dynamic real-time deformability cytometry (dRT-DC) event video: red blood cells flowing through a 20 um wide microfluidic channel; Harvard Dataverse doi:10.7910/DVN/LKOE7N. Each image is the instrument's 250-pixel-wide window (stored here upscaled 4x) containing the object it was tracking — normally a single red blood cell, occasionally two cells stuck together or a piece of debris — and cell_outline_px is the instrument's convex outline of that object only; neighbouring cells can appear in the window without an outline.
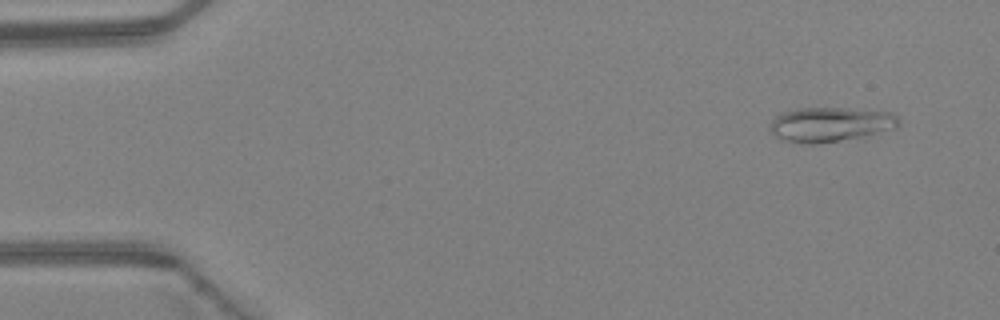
{"species": "Egyptian fruit bat (a non-hibernating species)", "species_latin": "Rousettus aegyptiacus", "temperature_condition": "warm", "stored_images_in_passage": 3, "camera_frame_rate_fps": 3000, "um_per_image_px": 0.085, "animal": {"sex": "female"}, "frame": {"image": 1, "passage_image": 1, "time_ms": 0.0, "image_size_px": [1000, 320], "cell_outline_px": [[900, 120], [896, 128], [864, 136], [816, 144], [808, 144], [784, 140], [776, 136], [772, 132], [772, 120], [776, 116], [784, 112], [800, 108], [840, 108], [892, 112]], "centroid_in_image_um": [70.61, 10.57], "position_along_channel_um": 14.4, "area_um2": 25.49}}